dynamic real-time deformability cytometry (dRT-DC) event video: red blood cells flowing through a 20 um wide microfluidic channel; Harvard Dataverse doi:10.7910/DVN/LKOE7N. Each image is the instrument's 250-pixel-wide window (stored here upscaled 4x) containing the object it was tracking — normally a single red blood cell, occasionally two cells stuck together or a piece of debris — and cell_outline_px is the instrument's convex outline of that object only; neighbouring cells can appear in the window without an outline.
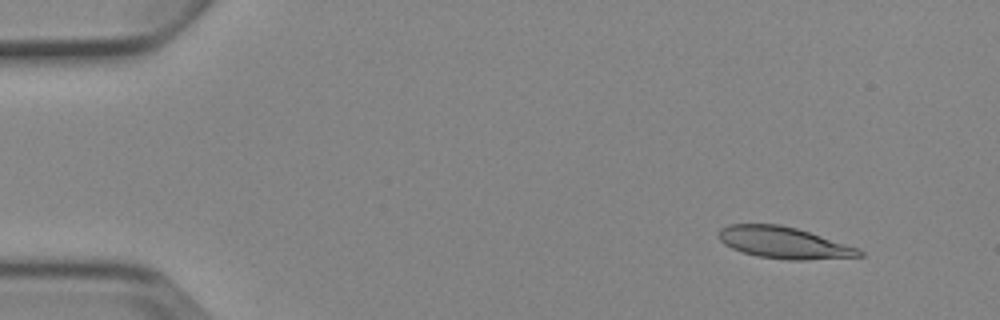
{"species": "Egyptian fruit bat (a non-hibernating species)", "species_latin": "Rousettus aegyptiacus", "temperature_condition": "cold", "stored_images_in_passage": 5, "camera_frame_rate_fps": 3000, "um_per_image_px": 0.085, "animal": {"sex": "female"}, "frame": {"image": 1, "passage_image": 2, "time_ms": 1.333, "image_size_px": [1000, 320], "cell_outline_px": [[864, 256], [804, 260], [788, 260], [756, 256], [732, 248], [724, 244], [720, 240], [716, 232], [720, 228], [728, 224], [780, 224], [796, 228], [860, 248], [864, 252]], "centroid_in_image_um": [66.62, 20.63], "position_along_channel_um": 18.4, "area_um2": 26.01}}
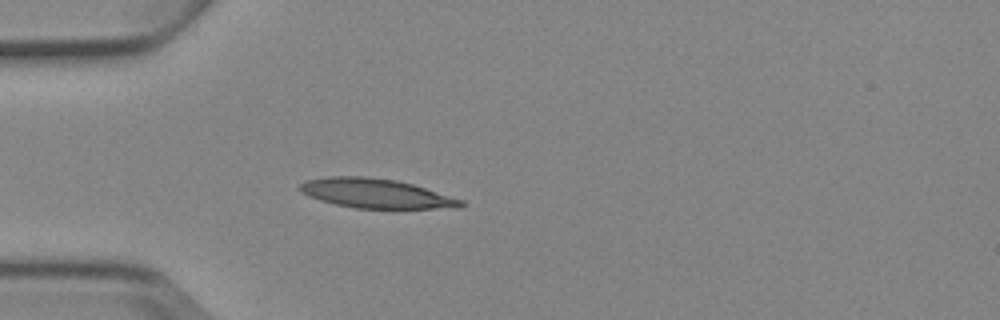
{"frame": {"image": 2, "passage_image": 5, "time_ms": 4.667, "image_size_px": [1000, 320], "cell_outline_px": [[468, 204], [464, 208], [356, 208], [336, 204], [320, 200], [308, 196], [300, 192], [296, 188], [304, 180], [328, 176], [364, 176], [396, 180], [412, 184], [464, 200]], "centroid_in_image_um": [31.95, 16.44], "position_along_channel_um": 53.0, "area_um2": 27.8}}